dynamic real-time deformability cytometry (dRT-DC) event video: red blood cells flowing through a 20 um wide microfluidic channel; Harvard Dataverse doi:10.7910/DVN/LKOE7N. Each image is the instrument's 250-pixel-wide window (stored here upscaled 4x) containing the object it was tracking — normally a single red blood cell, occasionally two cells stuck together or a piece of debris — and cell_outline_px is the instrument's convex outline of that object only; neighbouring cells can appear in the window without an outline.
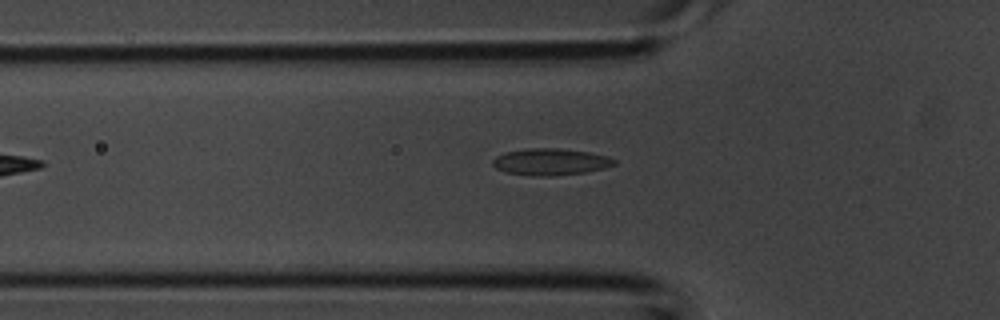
{"species": "common noctule bat (a hibernating species)", "species_latin": "Nyctalus noctula", "temperature_condition": "room temperature", "stored_images_in_passage": 3, "camera_frame_rate_fps": 3000, "um_per_image_px": 0.085, "animal": {"sex": "male", "body_mass_g": 20.1, "forearm_length_mm": 53.5}, "frame": {"image": 1, "passage_image": 2, "time_ms": 0.333, "image_size_px": [1000, 320], "cell_outline_px": [[616, 164], [604, 168], [588, 172], [552, 176], [532, 176], [508, 172], [496, 168], [492, 164], [492, 160], [496, 156], [504, 152], [532, 148], [556, 148], [588, 152], [604, 156], [616, 160]], "centroid_in_image_um": [46.78, 13.76], "position_along_channel_um": 79.0, "area_um2": 18.79}}